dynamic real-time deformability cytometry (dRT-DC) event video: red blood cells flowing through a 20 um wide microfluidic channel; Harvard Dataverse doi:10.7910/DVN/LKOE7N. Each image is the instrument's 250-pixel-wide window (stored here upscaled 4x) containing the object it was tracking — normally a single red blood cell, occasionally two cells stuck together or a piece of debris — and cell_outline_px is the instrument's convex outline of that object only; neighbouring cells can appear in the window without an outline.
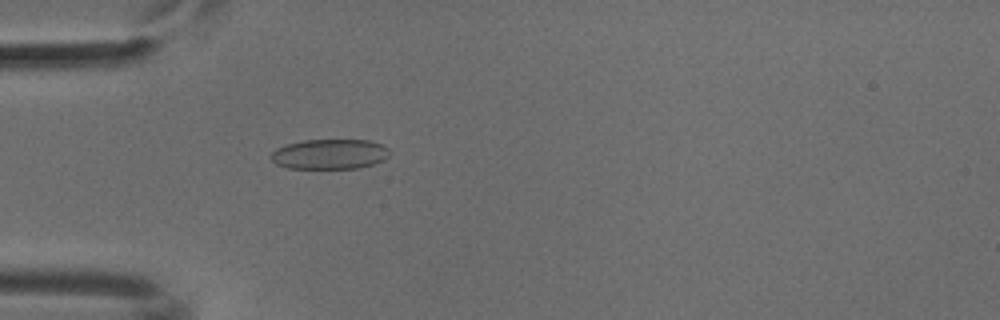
{"species": "common noctule bat (a hibernating species)", "species_latin": "Nyctalus noctula", "temperature_condition": "cold", "stored_images_in_passage": 53, "camera_frame_rate_fps": 3000, "um_per_image_px": 0.085, "animal": {"sex": "male", "body_mass_g": 18.8}, "frame": {"image": 1, "passage_image": 16, "time_ms": 5.0, "image_size_px": [1000, 320], "cell_outline_px": [[388, 156], [384, 160], [360, 168], [288, 168], [276, 164], [268, 156], [276, 148], [284, 144], [304, 140], [368, 140], [380, 144], [388, 148]], "centroid_in_image_um": [27.98, 13.1], "position_along_channel_um": 57.0, "area_um2": 20.81}}
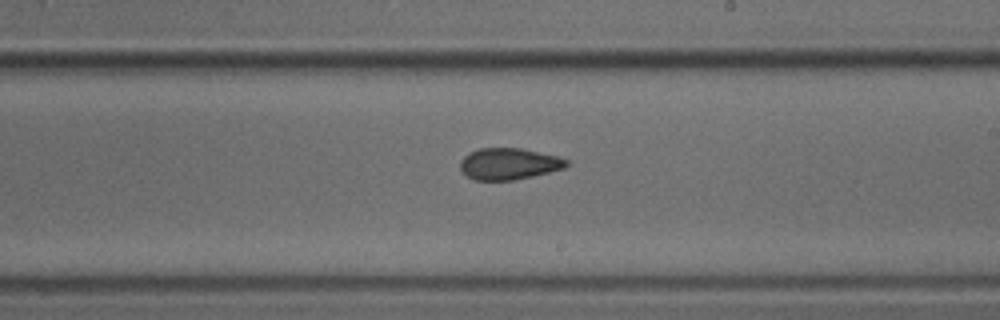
{"frame": {"image": 2, "passage_image": 31, "time_ms": 10.0, "image_size_px": [1000, 320], "cell_outline_px": [[568, 164], [564, 168], [532, 176], [512, 180], [472, 180], [460, 168], [460, 160], [464, 156], [480, 148], [520, 148], [556, 156], [568, 160]], "centroid_in_image_um": [43.23, 13.93], "position_along_channel_um": 245.8, "area_um2": 19.25}}
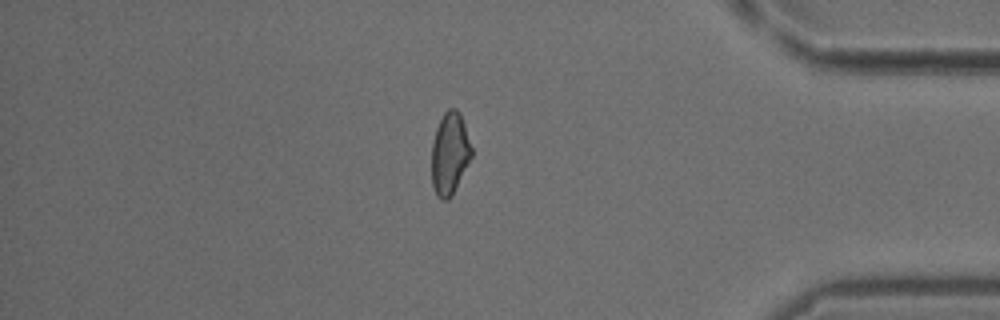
{"frame": {"image": 3, "passage_image": 45, "time_ms": 14.667, "image_size_px": [1000, 320], "cell_outline_px": [[472, 156], [448, 200], [440, 200], [436, 196], [432, 184], [432, 144], [436, 128], [444, 112], [448, 108], [456, 108], [460, 112], [472, 148]], "centroid_in_image_um": [38.21, 13.03], "position_along_channel_um": 397.0, "area_um2": 18.9}}